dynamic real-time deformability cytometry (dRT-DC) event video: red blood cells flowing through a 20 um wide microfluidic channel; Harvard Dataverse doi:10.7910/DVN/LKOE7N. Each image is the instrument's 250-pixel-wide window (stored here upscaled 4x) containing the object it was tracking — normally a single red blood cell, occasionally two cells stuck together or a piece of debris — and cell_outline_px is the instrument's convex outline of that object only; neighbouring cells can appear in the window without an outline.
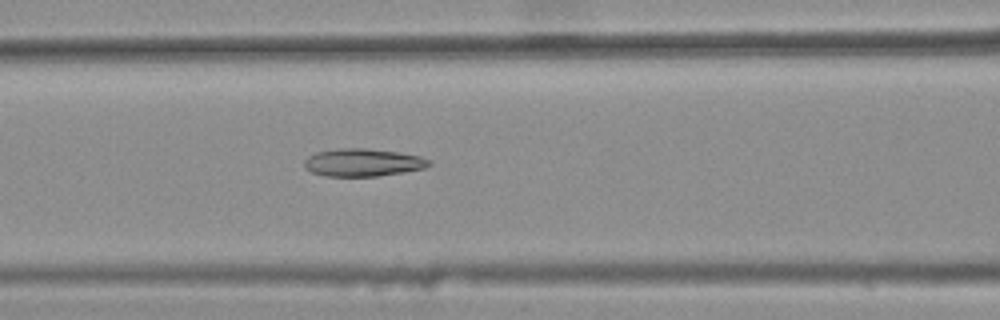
{"species": "common noctule bat (a hibernating species)", "species_latin": "Nyctalus noctula", "temperature_condition": "warm", "stored_images_in_passage": 35, "camera_frame_rate_fps": 3000, "um_per_image_px": 0.085, "animal": {"sex": "female", "body_mass_g": 25.1}, "frame": {"image": 1, "passage_image": 11, "time_ms": 3.333, "image_size_px": [1000, 320], "cell_outline_px": [[432, 164], [424, 168], [376, 176], [324, 176], [312, 172], [304, 168], [304, 160], [308, 156], [316, 152], [336, 148], [364, 148], [400, 152], [420, 156], [428, 160]], "centroid_in_image_um": [30.79, 13.8], "position_along_channel_um": 135.8, "area_um2": 20.11}}
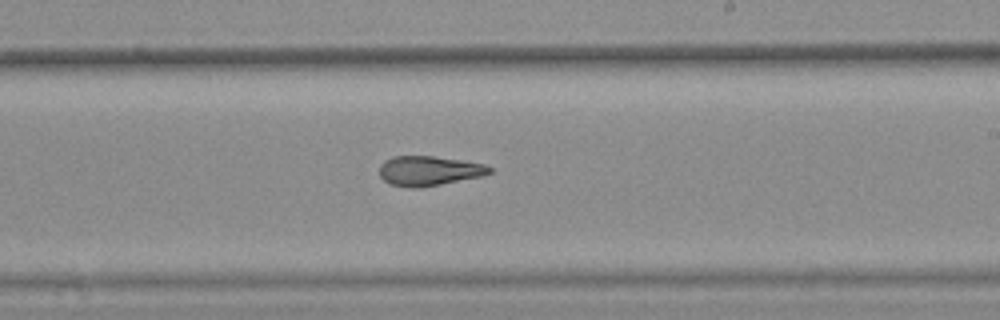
{"frame": {"image": 2, "passage_image": 20, "time_ms": 6.333, "image_size_px": [1000, 320], "cell_outline_px": [[492, 172], [480, 176], [420, 188], [412, 188], [388, 184], [380, 176], [380, 164], [384, 160], [392, 156], [432, 156], [460, 160], [484, 164], [492, 168]], "centroid_in_image_um": [36.41, 14.52], "position_along_channel_um": 252.6, "area_um2": 18.96}}
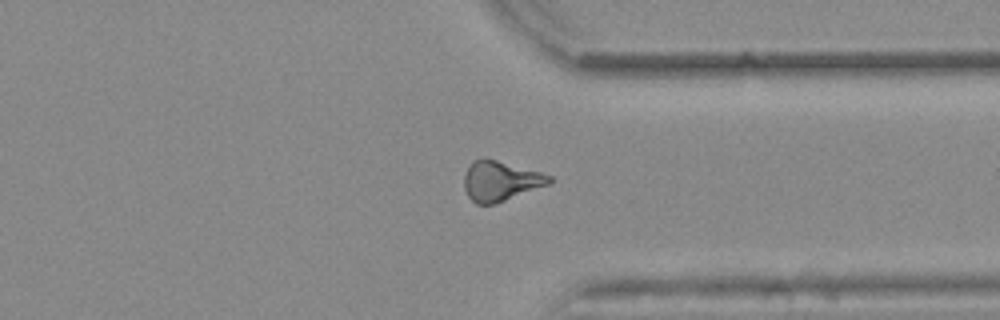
{"frame": {"image": 3, "passage_image": 29, "time_ms": 9.333, "image_size_px": [1000, 320], "cell_outline_px": [[552, 180], [548, 184], [504, 200], [492, 204], [476, 204], [468, 196], [464, 188], [464, 176], [472, 160], [496, 160], [540, 172], [552, 176]], "centroid_in_image_um": [42.52, 15.39], "position_along_channel_um": 368.9, "area_um2": 19.19}, "authors_computed_cell_mechanics": {"area_um2": 19.2474, "velocity_mm_per_s": 3.9016, "shape_relaxation_time_tau1_ms": null, "shape_relaxation_time_tau2_ms": 4.493, "deformation_change_tau1": null, "deformation_change_tau2": 0.1513}}